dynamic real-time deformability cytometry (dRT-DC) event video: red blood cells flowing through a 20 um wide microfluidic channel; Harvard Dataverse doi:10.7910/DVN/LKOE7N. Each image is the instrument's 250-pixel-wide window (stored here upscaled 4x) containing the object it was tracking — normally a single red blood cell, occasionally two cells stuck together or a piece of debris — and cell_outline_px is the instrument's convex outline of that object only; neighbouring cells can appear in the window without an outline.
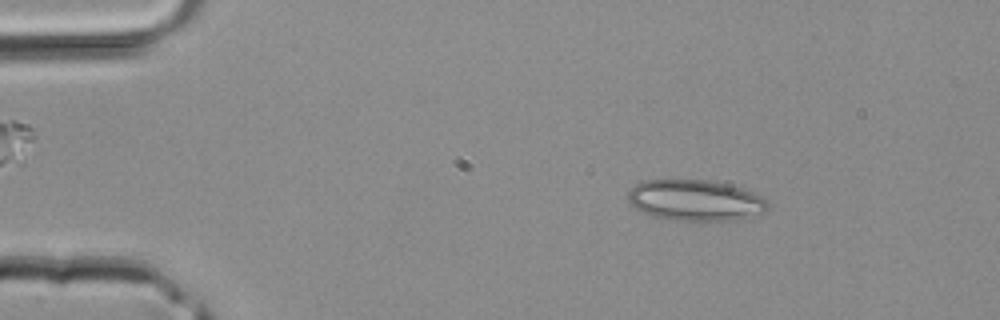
{"species": "common noctule bat (a hibernating species)", "species_latin": "Nyctalus noctula", "temperature_condition": "room temperature", "stored_images_in_passage": 40, "camera_frame_rate_fps": 3000, "um_per_image_px": 0.085, "animal": {"sex": "male", "body_mass_g": 20.4}, "frame": {"image": 1, "passage_image": 5, "time_ms": 1.333, "image_size_px": [1000, 320], "cell_outline_px": [[768, 208], [764, 212], [736, 220], [668, 220], [652, 216], [640, 212], [632, 208], [628, 204], [628, 192], [636, 184], [644, 180], [708, 180], [728, 184], [752, 192], [760, 196], [768, 204]], "centroid_in_image_um": [59.03, 17.03], "position_along_channel_um": 26.0, "area_um2": 33.41}}
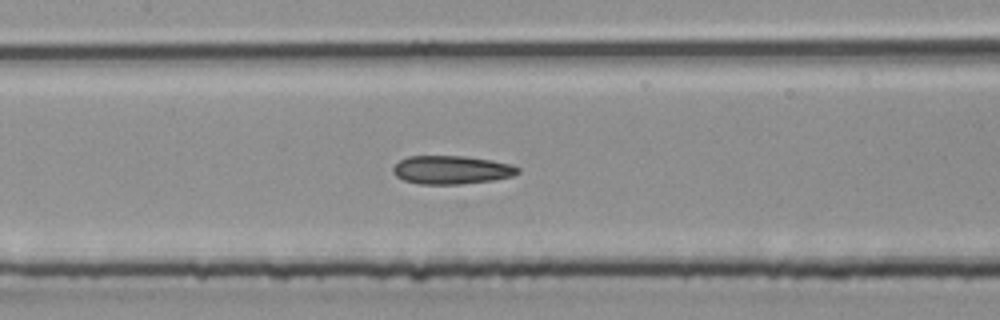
{"frame": {"image": 2, "passage_image": 18, "time_ms": 5.667, "image_size_px": [1000, 320], "cell_outline_px": [[520, 172], [512, 176], [492, 180], [460, 184], [420, 184], [404, 180], [396, 176], [392, 172], [392, 168], [400, 160], [408, 156], [464, 156], [492, 160], [508, 164], [520, 168]], "centroid_in_image_um": [38.36, 14.44], "position_along_channel_um": 169.0, "area_um2": 20.58}}
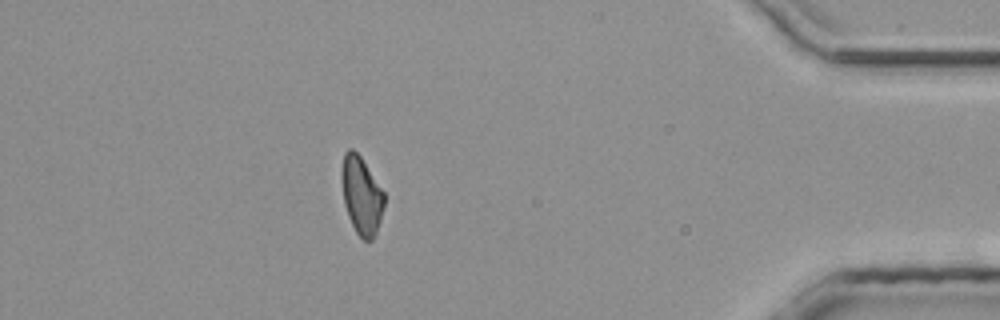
{"frame": {"image": 3, "passage_image": 35, "time_ms": 11.333, "image_size_px": [1000, 320], "cell_outline_px": [[384, 204], [380, 220], [376, 232], [372, 240], [364, 240], [356, 232], [348, 216], [344, 204], [340, 172], [344, 152], [348, 148], [352, 148], [360, 156], [384, 192]], "centroid_in_image_um": [30.7, 16.58], "position_along_channel_um": 404.5, "area_um2": 19.19}}